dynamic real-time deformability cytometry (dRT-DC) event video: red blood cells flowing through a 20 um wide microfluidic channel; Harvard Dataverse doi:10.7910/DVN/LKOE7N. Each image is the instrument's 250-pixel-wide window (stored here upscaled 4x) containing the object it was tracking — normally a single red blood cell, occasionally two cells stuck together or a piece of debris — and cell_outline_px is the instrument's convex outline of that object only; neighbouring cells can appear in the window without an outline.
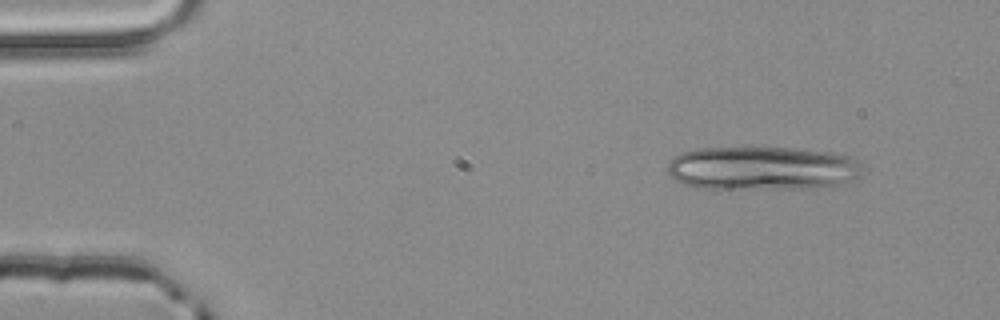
{"species": "common noctule bat (a hibernating species)", "species_latin": "Nyctalus noctula", "temperature_condition": "room temperature", "stored_images_in_passage": 4, "segment_of_instrument_passage": [1, 2], "camera_frame_rate_fps": 3000, "um_per_image_px": 0.085, "animal": {"sex": "male", "body_mass_g": 20.4}, "frame": {"image": 1, "passage_image": 1, "time_ms": 0.0, "image_size_px": [1000, 320], "cell_outline_px": [[864, 164], [860, 176], [840, 184], [800, 188], [700, 188], [684, 184], [676, 180], [668, 172], [668, 164], [680, 152], [696, 148], [752, 144], [832, 152], [856, 156]], "centroid_in_image_um": [64.82, 14.23], "position_along_channel_um": 20.2, "area_um2": 51.1}}